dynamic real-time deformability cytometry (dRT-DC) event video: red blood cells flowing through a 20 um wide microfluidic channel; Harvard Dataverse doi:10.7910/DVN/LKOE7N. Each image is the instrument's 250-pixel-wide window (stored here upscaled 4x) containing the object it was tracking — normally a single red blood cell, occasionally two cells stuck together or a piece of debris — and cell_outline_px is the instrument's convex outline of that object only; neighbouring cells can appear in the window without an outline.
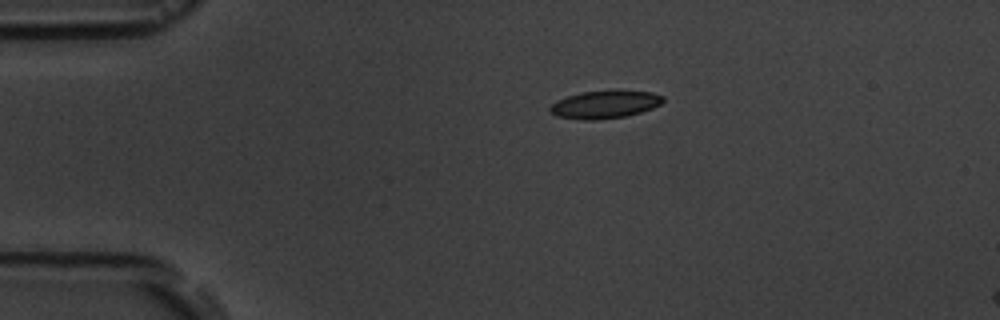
{"species": "common noctule bat (a hibernating species)", "species_latin": "Nyctalus noctula", "temperature_condition": "room temperature", "stored_images_in_passage": 3, "camera_frame_rate_fps": 3000, "um_per_image_px": 0.085, "animal": {"sex": "male", "body_mass_g": 19.5, "forearm_length_mm": 54.6}, "frame": {"image": 1, "passage_image": 1, "time_ms": 0.0, "image_size_px": [1000, 320], "cell_outline_px": [[664, 100], [660, 104], [652, 108], [640, 112], [624, 116], [592, 120], [584, 120], [556, 116], [548, 108], [556, 100], [580, 92], [652, 92], [664, 96]], "centroid_in_image_um": [51.38, 8.9], "position_along_channel_um": 33.6, "area_um2": 17.69}}